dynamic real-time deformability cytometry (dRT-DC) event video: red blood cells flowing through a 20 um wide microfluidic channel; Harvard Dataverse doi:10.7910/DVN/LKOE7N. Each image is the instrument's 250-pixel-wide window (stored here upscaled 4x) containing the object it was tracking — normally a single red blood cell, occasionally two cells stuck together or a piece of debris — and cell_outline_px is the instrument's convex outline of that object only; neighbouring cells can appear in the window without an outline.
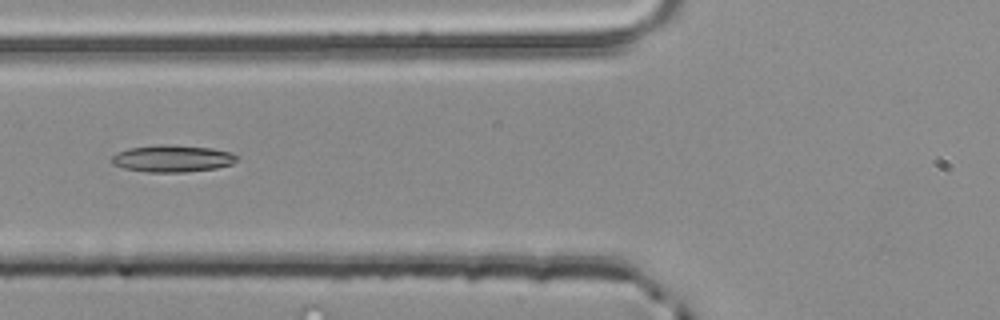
{"species": "common noctule bat (a hibernating species)", "species_latin": "Nyctalus noctula", "temperature_condition": "room temperature", "stored_images_in_passage": 2, "camera_frame_rate_fps": 3000, "um_per_image_px": 0.085, "animal": {"sex": "male", "body_mass_g": 20.4}, "frame": {"image": 1, "passage_image": 2, "time_ms": 0.333, "image_size_px": [1000, 320], "cell_outline_px": [[236, 160], [232, 164], [216, 168], [184, 172], [148, 172], [124, 168], [112, 164], [108, 160], [116, 152], [128, 148], [156, 144], [176, 144], [212, 148], [232, 152], [236, 156]], "centroid_in_image_um": [14.6, 13.46], "position_along_channel_um": 111.2, "area_um2": 20.0}}